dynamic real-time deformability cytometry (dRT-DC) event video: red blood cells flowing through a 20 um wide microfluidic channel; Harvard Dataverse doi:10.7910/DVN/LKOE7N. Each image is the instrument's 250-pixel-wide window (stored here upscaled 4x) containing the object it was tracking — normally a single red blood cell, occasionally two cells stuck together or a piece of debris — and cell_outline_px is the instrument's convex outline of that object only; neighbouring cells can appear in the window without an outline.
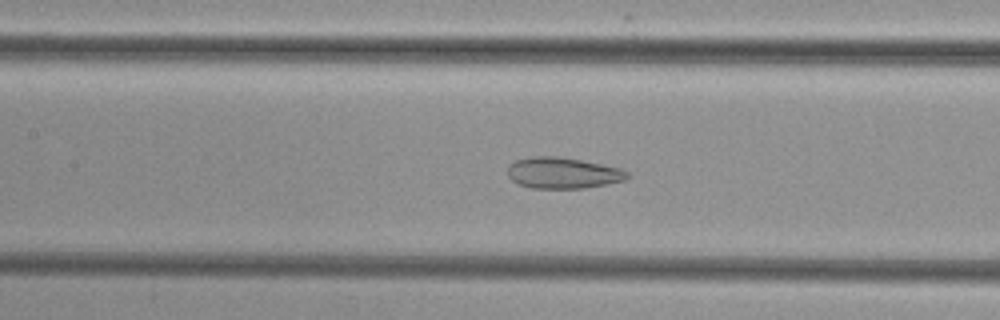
{"species": "common noctule bat (a hibernating species)", "species_latin": "Nyctalus noctula", "temperature_condition": "cold", "stored_images_in_passage": 46, "camera_frame_rate_fps": 3000, "um_per_image_px": 0.085, "animal": {"sex": "female", "body_mass_g": 29.2, "forearm_length_mm": 56.3}, "frame": {"image": 1, "passage_image": 18, "time_ms": 5.667, "image_size_px": [1000, 320], "cell_outline_px": [[628, 176], [624, 180], [608, 184], [584, 188], [532, 188], [516, 184], [508, 176], [508, 164], [516, 160], [532, 156], [560, 156], [620, 168], [628, 172]], "centroid_in_image_um": [47.8, 14.7], "position_along_channel_um": 159.6, "area_um2": 21.73}}
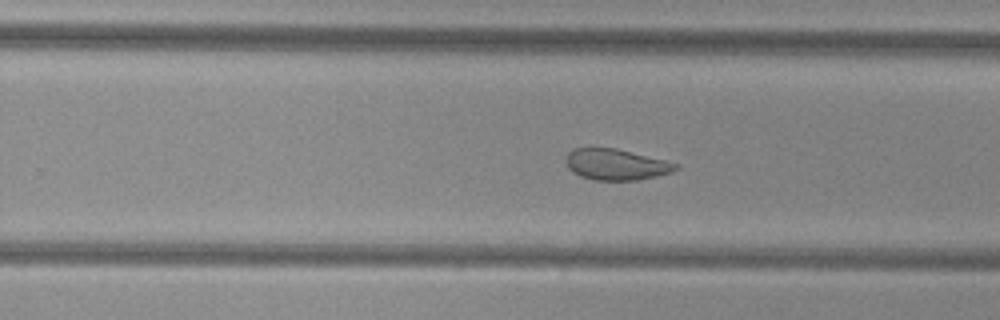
{"frame": {"image": 2, "passage_image": 27, "time_ms": 8.667, "image_size_px": [1000, 320], "cell_outline_px": [[680, 168], [672, 172], [656, 176], [636, 180], [592, 180], [580, 176], [572, 172], [568, 168], [564, 160], [568, 152], [572, 148], [616, 148], [680, 164]], "centroid_in_image_um": [52.34, 13.98], "position_along_channel_um": 277.5, "area_um2": 20.0}}
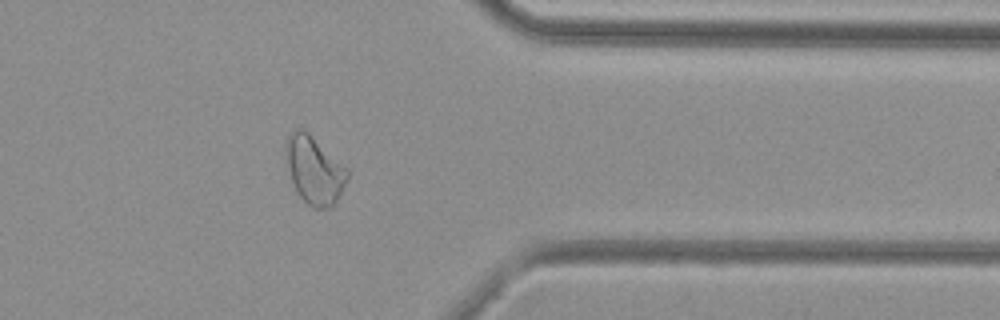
{"frame": {"image": 3, "passage_image": 36, "time_ms": 11.667, "image_size_px": [1000, 320], "cell_outline_px": [[348, 176], [332, 208], [312, 208], [300, 196], [292, 180], [284, 156], [284, 148], [288, 136], [296, 128], [300, 128], [308, 132], [348, 168]], "centroid_in_image_um": [26.7, 14.43], "position_along_channel_um": 384.7, "area_um2": 24.04}}